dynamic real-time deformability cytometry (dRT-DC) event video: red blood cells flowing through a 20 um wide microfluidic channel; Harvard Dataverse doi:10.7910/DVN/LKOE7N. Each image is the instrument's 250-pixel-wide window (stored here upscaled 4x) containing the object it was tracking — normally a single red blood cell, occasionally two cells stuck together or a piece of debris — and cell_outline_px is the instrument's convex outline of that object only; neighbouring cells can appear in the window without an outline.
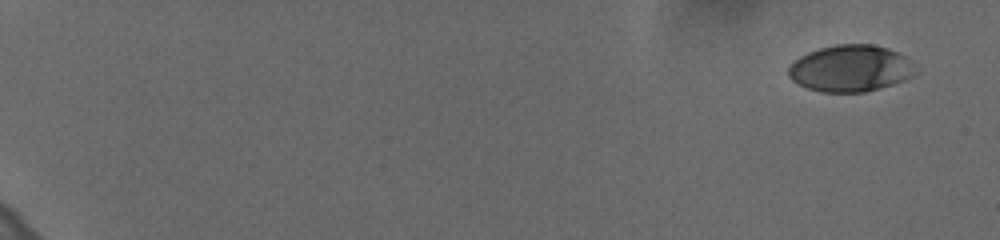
{"species": "human", "species_latin": "Homo sapiens", "temperature_condition": "cold", "stored_images_in_passage": 20, "camera_frame_rate_fps": 3000, "um_per_image_px": 0.085, "donor": {"sex": "female"}, "frame": {"image": 1, "passage_image": 1, "time_ms": 0.0, "image_size_px": [1000, 240], "cell_outline_px": [[916, 72], [912, 76], [904, 80], [880, 88], [864, 92], [820, 92], [808, 88], [792, 80], [788, 76], [788, 68], [800, 56], [808, 52], [820, 48], [836, 44], [872, 44], [888, 48], [904, 56]], "centroid_in_image_um": [72.26, 5.81], "position_along_channel_um": 12.7, "area_um2": 34.16}}
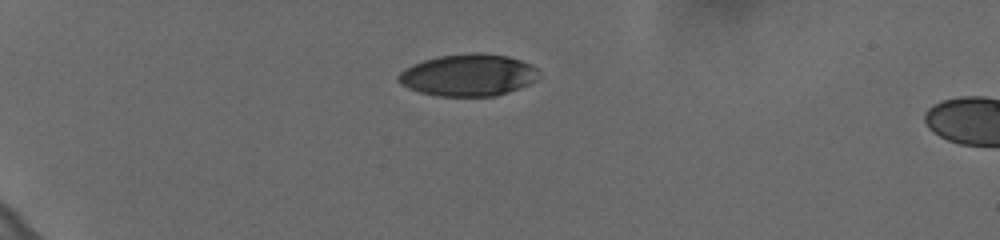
{"frame": {"image": 2, "passage_image": 16, "time_ms": 5.0, "image_size_px": [1000, 240], "cell_outline_px": [[536, 80], [520, 88], [496, 96], [436, 96], [420, 92], [408, 88], [400, 84], [396, 80], [396, 76], [404, 68], [412, 64], [424, 60], [440, 56], [472, 52], [480, 52], [508, 56], [520, 60], [536, 68]], "centroid_in_image_um": [39.74, 6.38], "position_along_channel_um": 45.3, "area_um2": 34.39}}